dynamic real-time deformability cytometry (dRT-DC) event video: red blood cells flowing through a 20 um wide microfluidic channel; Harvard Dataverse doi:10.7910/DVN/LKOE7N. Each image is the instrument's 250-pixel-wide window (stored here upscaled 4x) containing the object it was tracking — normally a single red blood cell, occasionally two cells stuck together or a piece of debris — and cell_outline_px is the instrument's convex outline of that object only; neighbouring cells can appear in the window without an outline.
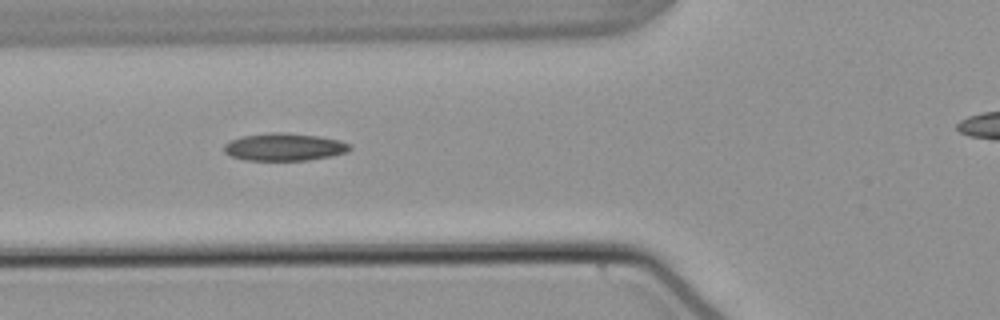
{"species": "common noctule bat (a hibernating species)", "species_latin": "Nyctalus noctula", "temperature_condition": "warm", "stored_images_in_passage": 40, "camera_frame_rate_fps": 3000, "um_per_image_px": 0.085, "animal": {"sex": "male", "body_mass_g": 21.5, "forearm_length_mm": 52.0}, "frame": {"image": 1, "passage_image": 12, "time_ms": 3.667, "image_size_px": [1000, 320], "cell_outline_px": [[352, 148], [348, 152], [332, 156], [308, 160], [244, 160], [232, 156], [224, 152], [224, 144], [232, 140], [244, 136], [272, 132], [284, 132], [316, 136], [340, 140], [352, 144]], "centroid_in_image_um": [24.21, 12.5], "position_along_channel_um": 101.6, "area_um2": 20.17}}
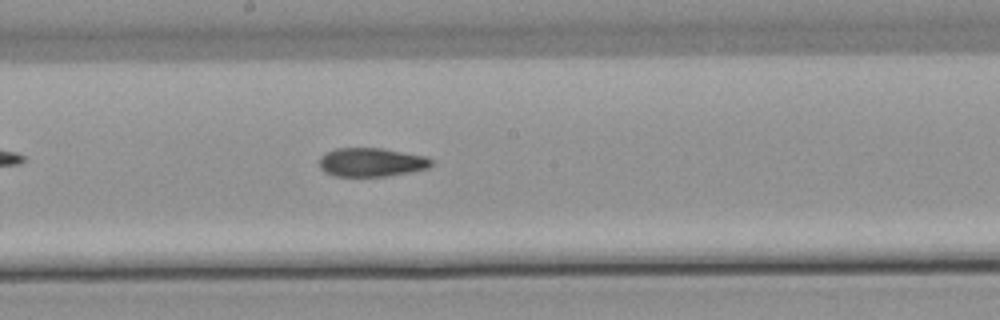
{"frame": {"image": 2, "passage_image": 21, "time_ms": 6.667, "image_size_px": [1000, 320], "cell_outline_px": [[432, 164], [428, 168], [408, 172], [384, 176], [332, 176], [324, 172], [320, 168], [320, 156], [324, 152], [336, 148], [384, 148], [428, 156], [432, 160]], "centroid_in_image_um": [31.55, 13.78], "position_along_channel_um": 216.7, "area_um2": 18.96}}
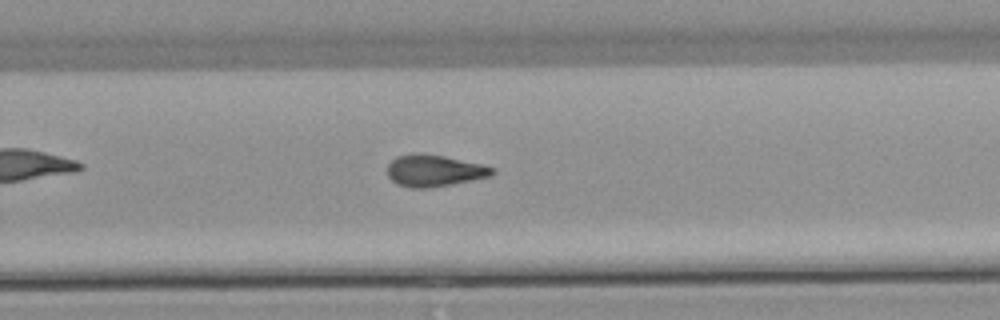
{"frame": {"image": 3, "passage_image": 27, "time_ms": 8.667, "image_size_px": [1000, 320], "cell_outline_px": [[496, 172], [492, 176], [452, 184], [428, 188], [408, 188], [396, 184], [388, 176], [388, 164], [396, 156], [420, 152], [444, 156], [484, 164], [496, 168]], "centroid_in_image_um": [36.94, 14.5], "position_along_channel_um": 292.9, "area_um2": 19.71}, "authors_computed_cell_mechanics": {"area_um2": 19.363, "velocity_mm_per_s": 3.8231, "shape_relaxation_time_tau1_ms": null, "shape_relaxation_time_tau2_ms": 3.8945, "deformation_change_tau1": null, "deformation_change_tau2": 0.1155}}